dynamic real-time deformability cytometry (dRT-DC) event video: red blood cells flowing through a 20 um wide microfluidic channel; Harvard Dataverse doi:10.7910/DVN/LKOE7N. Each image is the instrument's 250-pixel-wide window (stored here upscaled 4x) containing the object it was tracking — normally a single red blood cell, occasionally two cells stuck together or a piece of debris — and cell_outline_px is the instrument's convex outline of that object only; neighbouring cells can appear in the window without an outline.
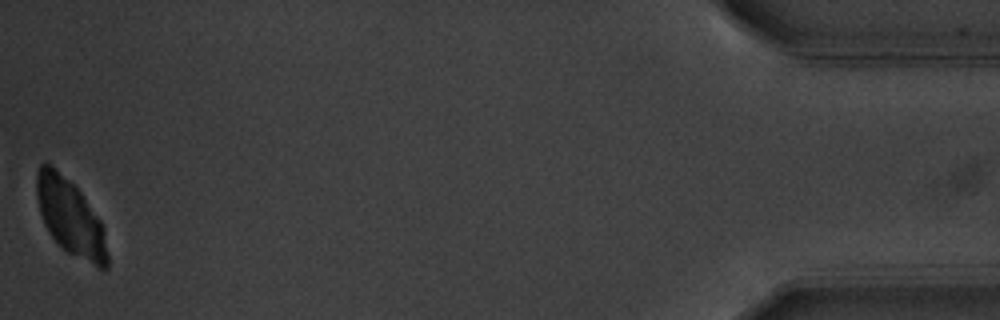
{"species": "common noctule bat (a hibernating species)", "species_latin": "Nyctalus noctula", "temperature_condition": "warm", "stored_images_in_passage": 56, "camera_frame_rate_fps": 3000, "um_per_image_px": 0.085, "animal": {"sex": "male", "body_mass_g": 20.1, "forearm_length_mm": 53.5}, "frame": {"image": 1, "passage_image": 56, "time_ms": 18.333, "image_size_px": [1000, 320], "cell_outline_px": [[108, 268], [100, 268], [68, 252], [48, 232], [44, 224], [40, 212], [36, 196], [36, 176], [40, 164], [48, 164], [72, 184], [80, 192], [100, 220], [104, 228], [108, 256]], "centroid_in_image_um": [5.98, 18.5], "position_along_channel_um": 429.2, "area_um2": 30.69}}